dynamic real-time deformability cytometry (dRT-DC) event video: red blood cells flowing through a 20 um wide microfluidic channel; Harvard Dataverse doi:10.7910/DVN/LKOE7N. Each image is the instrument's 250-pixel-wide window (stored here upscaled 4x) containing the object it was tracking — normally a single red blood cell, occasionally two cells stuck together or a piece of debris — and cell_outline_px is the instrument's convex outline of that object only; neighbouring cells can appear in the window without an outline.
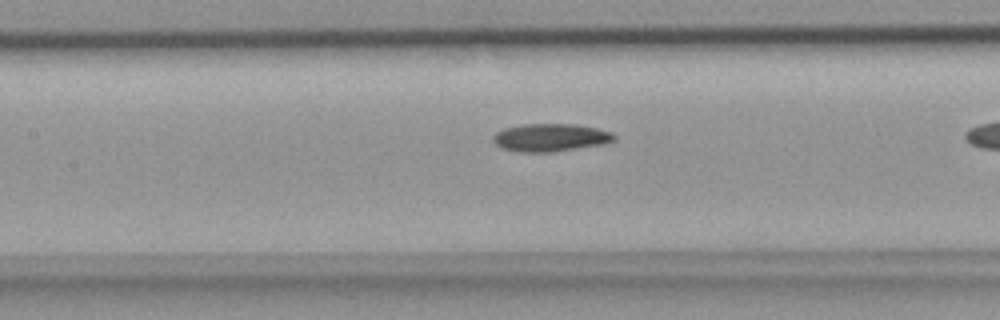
{"species": "common noctule bat (a hibernating species)", "species_latin": "Nyctalus noctula", "temperature_condition": "room temperature", "stored_images_in_passage": 9, "camera_frame_rate_fps": 3000, "um_per_image_px": 0.085, "animal": {"sex": "female", "body_mass_g": 18.4}, "frame": {"image": 1, "passage_image": 8, "time_ms": 2.333, "image_size_px": [1000, 320], "cell_outline_px": [[616, 140], [604, 144], [552, 152], [520, 152], [500, 148], [492, 140], [492, 136], [496, 132], [504, 128], [524, 124], [576, 124], [596, 128], [612, 132], [616, 136]], "centroid_in_image_um": [46.78, 11.69], "position_along_channel_um": 160.6, "area_um2": 19.77}}